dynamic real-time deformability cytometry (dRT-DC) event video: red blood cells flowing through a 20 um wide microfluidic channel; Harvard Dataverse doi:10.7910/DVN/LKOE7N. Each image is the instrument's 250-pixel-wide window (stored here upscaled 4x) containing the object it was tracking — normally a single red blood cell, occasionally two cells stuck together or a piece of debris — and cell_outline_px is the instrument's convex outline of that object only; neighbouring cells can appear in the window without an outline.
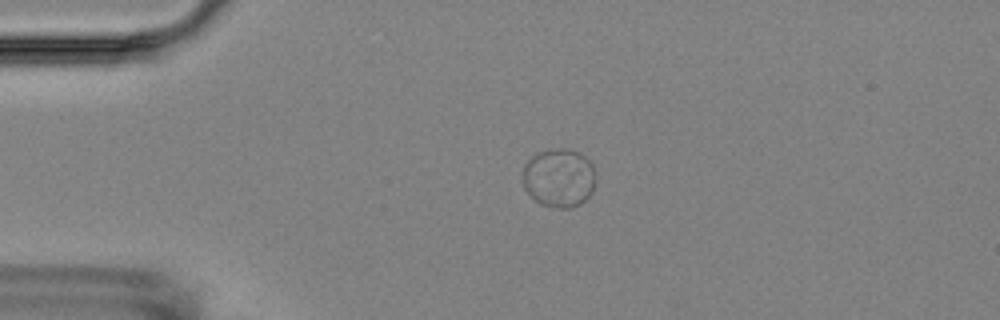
{"species": "Egyptian fruit bat (a non-hibernating species)", "species_latin": "Rousettus aegyptiacus", "temperature_condition": "room temperature", "stored_images_in_passage": 2, "camera_frame_rate_fps": 3000, "um_per_image_px": 0.085, "animal": {"sex": "female"}, "frame": {"image": 1, "passage_image": 1, "time_ms": 0.0, "image_size_px": [1000, 320], "cell_outline_px": [[596, 180], [592, 192], [580, 204], [568, 208], [556, 208], [540, 204], [524, 188], [524, 164], [536, 152], [556, 148], [568, 148], [580, 152], [592, 164]], "centroid_in_image_um": [47.53, 15.1], "position_along_channel_um": 37.5, "area_um2": 25.03}}